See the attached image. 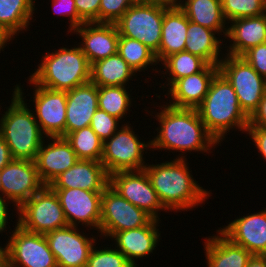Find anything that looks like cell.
<instances>
[{"label":"cell","instance_id":"1","mask_svg":"<svg viewBox=\"0 0 266 267\" xmlns=\"http://www.w3.org/2000/svg\"><path fill=\"white\" fill-rule=\"evenodd\" d=\"M160 107L161 111L155 114L160 126L151 140L152 151H178L181 154L177 159H187L182 156L186 151L209 153L219 144L207 131L196 109L175 108L168 103Z\"/></svg>","mask_w":266,"mask_h":267},{"label":"cell","instance_id":"2","mask_svg":"<svg viewBox=\"0 0 266 267\" xmlns=\"http://www.w3.org/2000/svg\"><path fill=\"white\" fill-rule=\"evenodd\" d=\"M186 159H173L144 167L162 205L169 211L190 210L211 195L194 180ZM208 196V197H207Z\"/></svg>","mask_w":266,"mask_h":267},{"label":"cell","instance_id":"3","mask_svg":"<svg viewBox=\"0 0 266 267\" xmlns=\"http://www.w3.org/2000/svg\"><path fill=\"white\" fill-rule=\"evenodd\" d=\"M196 110L207 131L219 144L231 129L247 133L249 117L241 109L231 83L220 71L213 78L208 93Z\"/></svg>","mask_w":266,"mask_h":267},{"label":"cell","instance_id":"4","mask_svg":"<svg viewBox=\"0 0 266 267\" xmlns=\"http://www.w3.org/2000/svg\"><path fill=\"white\" fill-rule=\"evenodd\" d=\"M11 104L0 119V134L9 147L13 159L35 161L46 138L29 109L19 84L13 89Z\"/></svg>","mask_w":266,"mask_h":267},{"label":"cell","instance_id":"5","mask_svg":"<svg viewBox=\"0 0 266 267\" xmlns=\"http://www.w3.org/2000/svg\"><path fill=\"white\" fill-rule=\"evenodd\" d=\"M47 53V54H46ZM42 55L41 64L29 77L39 86L68 91L91 80V65L79 44Z\"/></svg>","mask_w":266,"mask_h":267},{"label":"cell","instance_id":"6","mask_svg":"<svg viewBox=\"0 0 266 267\" xmlns=\"http://www.w3.org/2000/svg\"><path fill=\"white\" fill-rule=\"evenodd\" d=\"M131 124H123L103 142L101 163L108 175L119 171L142 170L147 165L144 150L151 149V140L142 142ZM146 163V164H145Z\"/></svg>","mask_w":266,"mask_h":267},{"label":"cell","instance_id":"7","mask_svg":"<svg viewBox=\"0 0 266 267\" xmlns=\"http://www.w3.org/2000/svg\"><path fill=\"white\" fill-rule=\"evenodd\" d=\"M169 7L156 3H134L115 23L119 35L140 41L156 54L161 42L164 12Z\"/></svg>","mask_w":266,"mask_h":267},{"label":"cell","instance_id":"8","mask_svg":"<svg viewBox=\"0 0 266 267\" xmlns=\"http://www.w3.org/2000/svg\"><path fill=\"white\" fill-rule=\"evenodd\" d=\"M16 211V223L30 232L46 234L68 226L59 198L49 186H44Z\"/></svg>","mask_w":266,"mask_h":267},{"label":"cell","instance_id":"9","mask_svg":"<svg viewBox=\"0 0 266 267\" xmlns=\"http://www.w3.org/2000/svg\"><path fill=\"white\" fill-rule=\"evenodd\" d=\"M219 71L231 83L241 109L250 117L266 93V79L241 56L225 55Z\"/></svg>","mask_w":266,"mask_h":267},{"label":"cell","instance_id":"10","mask_svg":"<svg viewBox=\"0 0 266 267\" xmlns=\"http://www.w3.org/2000/svg\"><path fill=\"white\" fill-rule=\"evenodd\" d=\"M154 218L143 209L136 207L120 196L109 185L101 196L100 236L111 237L123 230L136 229L148 225Z\"/></svg>","mask_w":266,"mask_h":267},{"label":"cell","instance_id":"11","mask_svg":"<svg viewBox=\"0 0 266 267\" xmlns=\"http://www.w3.org/2000/svg\"><path fill=\"white\" fill-rule=\"evenodd\" d=\"M8 236V267H58L44 234L25 230L18 224Z\"/></svg>","mask_w":266,"mask_h":267},{"label":"cell","instance_id":"12","mask_svg":"<svg viewBox=\"0 0 266 267\" xmlns=\"http://www.w3.org/2000/svg\"><path fill=\"white\" fill-rule=\"evenodd\" d=\"M109 186L154 219L160 220V210L167 212L144 169L112 173L109 175Z\"/></svg>","mask_w":266,"mask_h":267},{"label":"cell","instance_id":"13","mask_svg":"<svg viewBox=\"0 0 266 267\" xmlns=\"http://www.w3.org/2000/svg\"><path fill=\"white\" fill-rule=\"evenodd\" d=\"M76 226H67L44 234L58 267H86L96 237H87Z\"/></svg>","mask_w":266,"mask_h":267},{"label":"cell","instance_id":"14","mask_svg":"<svg viewBox=\"0 0 266 267\" xmlns=\"http://www.w3.org/2000/svg\"><path fill=\"white\" fill-rule=\"evenodd\" d=\"M2 196L18 209L45 185L34 161L12 159L0 170Z\"/></svg>","mask_w":266,"mask_h":267},{"label":"cell","instance_id":"15","mask_svg":"<svg viewBox=\"0 0 266 267\" xmlns=\"http://www.w3.org/2000/svg\"><path fill=\"white\" fill-rule=\"evenodd\" d=\"M57 194L69 226L80 225L99 231L103 191L80 188H51Z\"/></svg>","mask_w":266,"mask_h":267},{"label":"cell","instance_id":"16","mask_svg":"<svg viewBox=\"0 0 266 267\" xmlns=\"http://www.w3.org/2000/svg\"><path fill=\"white\" fill-rule=\"evenodd\" d=\"M30 83L34 85L33 101L36 112L34 113L42 133L48 137H64L66 124V91L52 90L37 85L30 77Z\"/></svg>","mask_w":266,"mask_h":267},{"label":"cell","instance_id":"17","mask_svg":"<svg viewBox=\"0 0 266 267\" xmlns=\"http://www.w3.org/2000/svg\"><path fill=\"white\" fill-rule=\"evenodd\" d=\"M72 33L79 35V46L90 65L117 53L119 33L115 23H84Z\"/></svg>","mask_w":266,"mask_h":267},{"label":"cell","instance_id":"18","mask_svg":"<svg viewBox=\"0 0 266 267\" xmlns=\"http://www.w3.org/2000/svg\"><path fill=\"white\" fill-rule=\"evenodd\" d=\"M48 141L47 145L43 141L34 161L39 178L45 186L79 160L64 137H48Z\"/></svg>","mask_w":266,"mask_h":267},{"label":"cell","instance_id":"19","mask_svg":"<svg viewBox=\"0 0 266 267\" xmlns=\"http://www.w3.org/2000/svg\"><path fill=\"white\" fill-rule=\"evenodd\" d=\"M219 72L218 65L208 64L201 72L176 80L166 92L169 104L175 108L196 109L209 91L211 82Z\"/></svg>","mask_w":266,"mask_h":267},{"label":"cell","instance_id":"20","mask_svg":"<svg viewBox=\"0 0 266 267\" xmlns=\"http://www.w3.org/2000/svg\"><path fill=\"white\" fill-rule=\"evenodd\" d=\"M219 230L252 255H266V208L241 216Z\"/></svg>","mask_w":266,"mask_h":267},{"label":"cell","instance_id":"21","mask_svg":"<svg viewBox=\"0 0 266 267\" xmlns=\"http://www.w3.org/2000/svg\"><path fill=\"white\" fill-rule=\"evenodd\" d=\"M157 219H153L148 225L136 229L116 232L111 238L115 241V248L119 250L126 259L137 267L135 262L138 258L146 257L153 253L158 242H160V231Z\"/></svg>","mask_w":266,"mask_h":267},{"label":"cell","instance_id":"22","mask_svg":"<svg viewBox=\"0 0 266 267\" xmlns=\"http://www.w3.org/2000/svg\"><path fill=\"white\" fill-rule=\"evenodd\" d=\"M65 137L78 129L90 126L98 109V86L91 81L66 91Z\"/></svg>","mask_w":266,"mask_h":267},{"label":"cell","instance_id":"23","mask_svg":"<svg viewBox=\"0 0 266 267\" xmlns=\"http://www.w3.org/2000/svg\"><path fill=\"white\" fill-rule=\"evenodd\" d=\"M108 185L109 175L101 162L78 160L48 186L50 188H80L88 191H103Z\"/></svg>","mask_w":266,"mask_h":267},{"label":"cell","instance_id":"24","mask_svg":"<svg viewBox=\"0 0 266 267\" xmlns=\"http://www.w3.org/2000/svg\"><path fill=\"white\" fill-rule=\"evenodd\" d=\"M225 39L231 40L227 55L242 56L246 51L266 42V13L231 21ZM233 42V43H232Z\"/></svg>","mask_w":266,"mask_h":267},{"label":"cell","instance_id":"25","mask_svg":"<svg viewBox=\"0 0 266 267\" xmlns=\"http://www.w3.org/2000/svg\"><path fill=\"white\" fill-rule=\"evenodd\" d=\"M216 233L217 236L204 239L208 267H246L252 254L244 247L233 243L220 230Z\"/></svg>","mask_w":266,"mask_h":267},{"label":"cell","instance_id":"26","mask_svg":"<svg viewBox=\"0 0 266 267\" xmlns=\"http://www.w3.org/2000/svg\"><path fill=\"white\" fill-rule=\"evenodd\" d=\"M188 18L178 6H170L165 12L157 62H162L171 54L185 51Z\"/></svg>","mask_w":266,"mask_h":267},{"label":"cell","instance_id":"27","mask_svg":"<svg viewBox=\"0 0 266 267\" xmlns=\"http://www.w3.org/2000/svg\"><path fill=\"white\" fill-rule=\"evenodd\" d=\"M215 34L219 36L215 30L198 25L188 19L185 51L201 57L210 65L219 66L223 59V55L220 57V52H223L221 45L224 44L223 40L216 37Z\"/></svg>","mask_w":266,"mask_h":267},{"label":"cell","instance_id":"28","mask_svg":"<svg viewBox=\"0 0 266 267\" xmlns=\"http://www.w3.org/2000/svg\"><path fill=\"white\" fill-rule=\"evenodd\" d=\"M179 8L189 21L215 30L226 38L228 26L223 12L221 0H184ZM223 33V34H222Z\"/></svg>","mask_w":266,"mask_h":267},{"label":"cell","instance_id":"29","mask_svg":"<svg viewBox=\"0 0 266 267\" xmlns=\"http://www.w3.org/2000/svg\"><path fill=\"white\" fill-rule=\"evenodd\" d=\"M135 74L136 72L116 53L91 65L90 81L98 87L127 86Z\"/></svg>","mask_w":266,"mask_h":267},{"label":"cell","instance_id":"30","mask_svg":"<svg viewBox=\"0 0 266 267\" xmlns=\"http://www.w3.org/2000/svg\"><path fill=\"white\" fill-rule=\"evenodd\" d=\"M36 0H0V24L14 37L33 20Z\"/></svg>","mask_w":266,"mask_h":267},{"label":"cell","instance_id":"31","mask_svg":"<svg viewBox=\"0 0 266 267\" xmlns=\"http://www.w3.org/2000/svg\"><path fill=\"white\" fill-rule=\"evenodd\" d=\"M161 63L165 69L161 72L163 76L169 74V77H166L168 84L163 83V90L165 86L170 87L178 79L201 72L208 65L204 59L187 51L171 54Z\"/></svg>","mask_w":266,"mask_h":267},{"label":"cell","instance_id":"32","mask_svg":"<svg viewBox=\"0 0 266 267\" xmlns=\"http://www.w3.org/2000/svg\"><path fill=\"white\" fill-rule=\"evenodd\" d=\"M117 53L136 73L158 65L155 53L136 39L119 35Z\"/></svg>","mask_w":266,"mask_h":267},{"label":"cell","instance_id":"33","mask_svg":"<svg viewBox=\"0 0 266 267\" xmlns=\"http://www.w3.org/2000/svg\"><path fill=\"white\" fill-rule=\"evenodd\" d=\"M126 86L98 87V108L119 119L126 118L130 110L131 94Z\"/></svg>","mask_w":266,"mask_h":267},{"label":"cell","instance_id":"34","mask_svg":"<svg viewBox=\"0 0 266 267\" xmlns=\"http://www.w3.org/2000/svg\"><path fill=\"white\" fill-rule=\"evenodd\" d=\"M65 139L71 144L79 160L101 161L103 141L90 126L70 132Z\"/></svg>","mask_w":266,"mask_h":267},{"label":"cell","instance_id":"35","mask_svg":"<svg viewBox=\"0 0 266 267\" xmlns=\"http://www.w3.org/2000/svg\"><path fill=\"white\" fill-rule=\"evenodd\" d=\"M222 12L229 24L234 19L257 17L266 13L262 0H221Z\"/></svg>","mask_w":266,"mask_h":267},{"label":"cell","instance_id":"36","mask_svg":"<svg viewBox=\"0 0 266 267\" xmlns=\"http://www.w3.org/2000/svg\"><path fill=\"white\" fill-rule=\"evenodd\" d=\"M93 246L86 267H134L116 248Z\"/></svg>","mask_w":266,"mask_h":267},{"label":"cell","instance_id":"37","mask_svg":"<svg viewBox=\"0 0 266 267\" xmlns=\"http://www.w3.org/2000/svg\"><path fill=\"white\" fill-rule=\"evenodd\" d=\"M119 122V119L98 108L92 117L90 127L104 142L120 129Z\"/></svg>","mask_w":266,"mask_h":267},{"label":"cell","instance_id":"38","mask_svg":"<svg viewBox=\"0 0 266 267\" xmlns=\"http://www.w3.org/2000/svg\"><path fill=\"white\" fill-rule=\"evenodd\" d=\"M134 3V0H101L99 23H116Z\"/></svg>","mask_w":266,"mask_h":267},{"label":"cell","instance_id":"39","mask_svg":"<svg viewBox=\"0 0 266 267\" xmlns=\"http://www.w3.org/2000/svg\"><path fill=\"white\" fill-rule=\"evenodd\" d=\"M52 9L54 13L60 16L69 17L70 24L68 32H73L77 27L81 26L85 22L79 17L75 0H52ZM57 11V12H56Z\"/></svg>","mask_w":266,"mask_h":267},{"label":"cell","instance_id":"40","mask_svg":"<svg viewBox=\"0 0 266 267\" xmlns=\"http://www.w3.org/2000/svg\"><path fill=\"white\" fill-rule=\"evenodd\" d=\"M253 69L266 79V42L252 47L242 56Z\"/></svg>","mask_w":266,"mask_h":267},{"label":"cell","instance_id":"41","mask_svg":"<svg viewBox=\"0 0 266 267\" xmlns=\"http://www.w3.org/2000/svg\"><path fill=\"white\" fill-rule=\"evenodd\" d=\"M101 0H75L79 17L85 23H99V9Z\"/></svg>","mask_w":266,"mask_h":267},{"label":"cell","instance_id":"42","mask_svg":"<svg viewBox=\"0 0 266 267\" xmlns=\"http://www.w3.org/2000/svg\"><path fill=\"white\" fill-rule=\"evenodd\" d=\"M247 134L250 139L255 143L256 149L259 151V155H262L266 161V128L259 126H247ZM261 153V154H260Z\"/></svg>","mask_w":266,"mask_h":267},{"label":"cell","instance_id":"43","mask_svg":"<svg viewBox=\"0 0 266 267\" xmlns=\"http://www.w3.org/2000/svg\"><path fill=\"white\" fill-rule=\"evenodd\" d=\"M248 126H259L266 128V93L260 101L258 108L249 117Z\"/></svg>","mask_w":266,"mask_h":267},{"label":"cell","instance_id":"44","mask_svg":"<svg viewBox=\"0 0 266 267\" xmlns=\"http://www.w3.org/2000/svg\"><path fill=\"white\" fill-rule=\"evenodd\" d=\"M6 198H4L2 195H0V233H3L6 230V226L8 225V218L9 215V211H8V204L11 203L9 200H7ZM7 202V203H6Z\"/></svg>","mask_w":266,"mask_h":267},{"label":"cell","instance_id":"45","mask_svg":"<svg viewBox=\"0 0 266 267\" xmlns=\"http://www.w3.org/2000/svg\"><path fill=\"white\" fill-rule=\"evenodd\" d=\"M12 156L8 145L6 144L3 136L0 134V170L5 167L11 160Z\"/></svg>","mask_w":266,"mask_h":267},{"label":"cell","instance_id":"46","mask_svg":"<svg viewBox=\"0 0 266 267\" xmlns=\"http://www.w3.org/2000/svg\"><path fill=\"white\" fill-rule=\"evenodd\" d=\"M246 267H266V255H252Z\"/></svg>","mask_w":266,"mask_h":267},{"label":"cell","instance_id":"47","mask_svg":"<svg viewBox=\"0 0 266 267\" xmlns=\"http://www.w3.org/2000/svg\"><path fill=\"white\" fill-rule=\"evenodd\" d=\"M14 36L0 24V53L7 44L10 42Z\"/></svg>","mask_w":266,"mask_h":267},{"label":"cell","instance_id":"48","mask_svg":"<svg viewBox=\"0 0 266 267\" xmlns=\"http://www.w3.org/2000/svg\"><path fill=\"white\" fill-rule=\"evenodd\" d=\"M0 267H8L7 242L6 246H0Z\"/></svg>","mask_w":266,"mask_h":267},{"label":"cell","instance_id":"49","mask_svg":"<svg viewBox=\"0 0 266 267\" xmlns=\"http://www.w3.org/2000/svg\"><path fill=\"white\" fill-rule=\"evenodd\" d=\"M135 3H156L165 5V0H134Z\"/></svg>","mask_w":266,"mask_h":267},{"label":"cell","instance_id":"50","mask_svg":"<svg viewBox=\"0 0 266 267\" xmlns=\"http://www.w3.org/2000/svg\"><path fill=\"white\" fill-rule=\"evenodd\" d=\"M184 0H165V5L167 6H178L182 4Z\"/></svg>","mask_w":266,"mask_h":267},{"label":"cell","instance_id":"51","mask_svg":"<svg viewBox=\"0 0 266 267\" xmlns=\"http://www.w3.org/2000/svg\"><path fill=\"white\" fill-rule=\"evenodd\" d=\"M0 195H2V190H1V181H0Z\"/></svg>","mask_w":266,"mask_h":267}]
</instances>
